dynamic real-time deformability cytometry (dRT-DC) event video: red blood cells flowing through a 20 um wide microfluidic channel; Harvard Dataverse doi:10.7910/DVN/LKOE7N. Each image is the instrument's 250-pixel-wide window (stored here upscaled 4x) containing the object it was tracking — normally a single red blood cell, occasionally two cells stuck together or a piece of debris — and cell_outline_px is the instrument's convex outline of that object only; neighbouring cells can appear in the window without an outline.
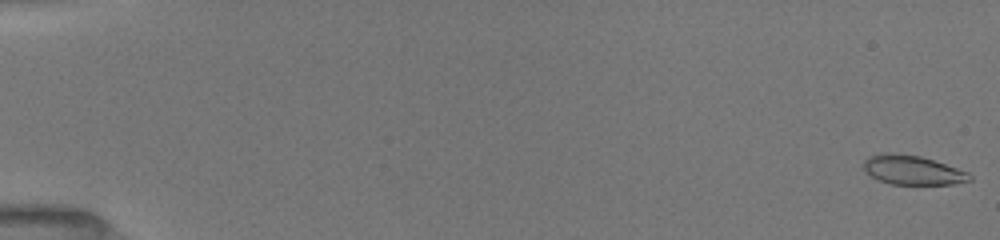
{"species": "common noctule bat (a hibernating species)", "species_latin": "Nyctalus noctula", "temperature_condition": "room temperature", "stored_images_in_passage": 55, "camera_frame_rate_fps": 3000, "um_per_image_px": 0.085, "animal": {"sex": "female", "body_mass_g": 19.5, "forearm_length_mm": 54.1}, "frame": {"image": 1, "passage_image": 1, "time_ms": 0.0, "image_size_px": [1000, 240], "cell_outline_px": [[972, 180], [952, 184], [892, 184], [880, 180], [872, 176], [864, 168], [864, 160], [868, 156], [880, 152], [892, 152], [920, 156], [968, 172], [972, 176]], "centroid_in_image_um": [77.55, 14.44], "position_along_channel_um": 7.5, "area_um2": 17.92}}
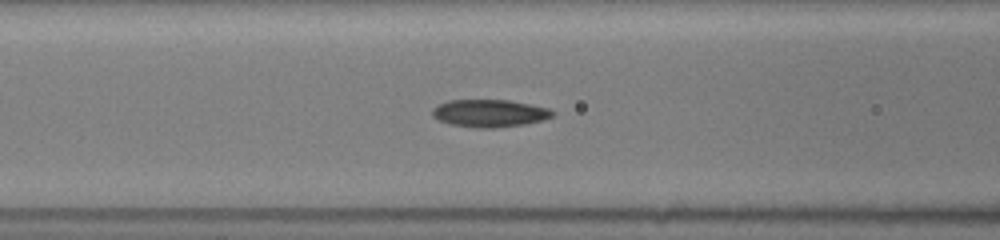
{"frame": {"image": 2, "passage_image": 31, "time_ms": 7.333, "image_size_px": [1000, 240], "cell_outline_px": [[556, 112], [552, 116], [544, 120], [524, 124], [496, 128], [472, 128], [452, 124], [440, 120], [432, 116], [432, 108], [436, 104], [448, 100], [508, 100], [548, 108]], "centroid_in_image_um": [41.59, 9.63], "position_along_channel_um": 125.0, "area_um2": 19.36}}
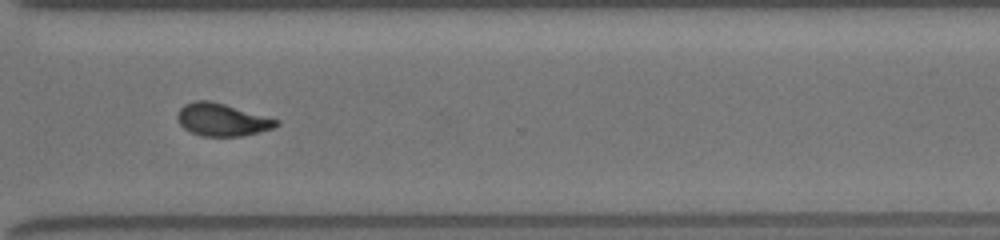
{"frame": {"image": 3, "passage_image": 54, "time_ms": 13.0, "image_size_px": [1000, 240], "cell_outline_px": [[280, 124], [272, 128], [240, 136], [200, 136], [184, 128], [180, 124], [176, 116], [180, 108], [184, 104], [196, 100], [208, 100], [224, 104], [280, 120]], "centroid_in_image_um": [18.85, 10.17], "position_along_channel_um": 351.8, "area_um2": 18.55}}